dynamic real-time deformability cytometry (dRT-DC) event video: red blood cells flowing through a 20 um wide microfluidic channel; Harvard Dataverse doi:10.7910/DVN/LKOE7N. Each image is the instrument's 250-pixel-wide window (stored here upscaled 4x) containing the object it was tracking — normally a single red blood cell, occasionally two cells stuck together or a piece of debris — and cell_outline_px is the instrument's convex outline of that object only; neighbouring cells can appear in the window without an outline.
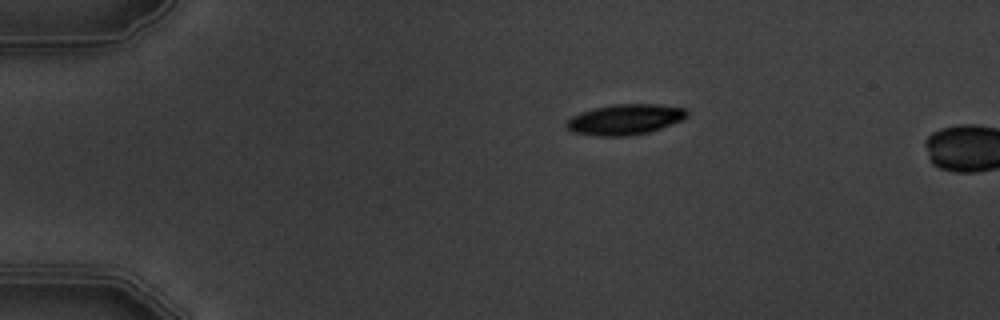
{"species": "common noctule bat (a hibernating species)", "species_latin": "Nyctalus noctula", "temperature_condition": "warm", "stored_images_in_passage": 2, "camera_frame_rate_fps": 3000, "um_per_image_px": 0.085, "animal": {"sex": "male", "body_mass_g": 19.5, "forearm_length_mm": 54.6}, "frame": {"image": 1, "passage_image": 1, "time_ms": 0.0, "image_size_px": [1000, 320], "cell_outline_px": [[688, 116], [684, 120], [648, 132], [628, 136], [596, 136], [572, 132], [564, 124], [572, 116], [580, 112], [596, 108], [616, 104], [656, 104], [688, 108]], "centroid_in_image_um": [53.16, 10.15], "position_along_channel_um": 31.8, "area_um2": 21.5}}